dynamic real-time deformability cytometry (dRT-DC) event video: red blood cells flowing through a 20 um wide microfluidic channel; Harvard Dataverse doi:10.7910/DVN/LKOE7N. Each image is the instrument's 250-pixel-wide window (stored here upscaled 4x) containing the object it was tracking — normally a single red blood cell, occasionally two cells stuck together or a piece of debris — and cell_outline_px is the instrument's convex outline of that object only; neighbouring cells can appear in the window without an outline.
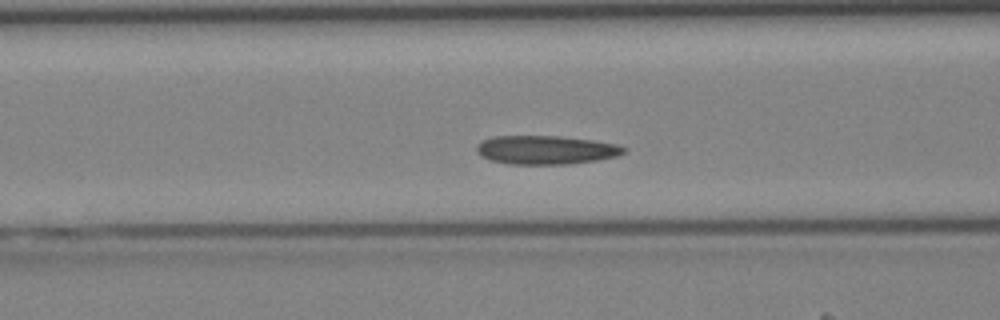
{"species": "Egyptian fruit bat (a non-hibernating species)", "species_latin": "Rousettus aegyptiacus", "temperature_condition": "cold", "stored_images_in_passage": 41, "camera_frame_rate_fps": 3000, "um_per_image_px": 0.085, "animal": {"sex": "female"}, "frame": {"image": 1, "passage_image": 16, "time_ms": 5.0, "image_size_px": [1000, 320], "cell_outline_px": [[628, 148], [624, 152], [616, 156], [596, 160], [568, 164], [508, 164], [488, 160], [480, 156], [476, 152], [476, 144], [492, 136], [556, 136], [592, 140], [616, 144]], "centroid_in_image_um": [46.34, 12.74], "position_along_channel_um": 120.3, "area_um2": 24.68}}
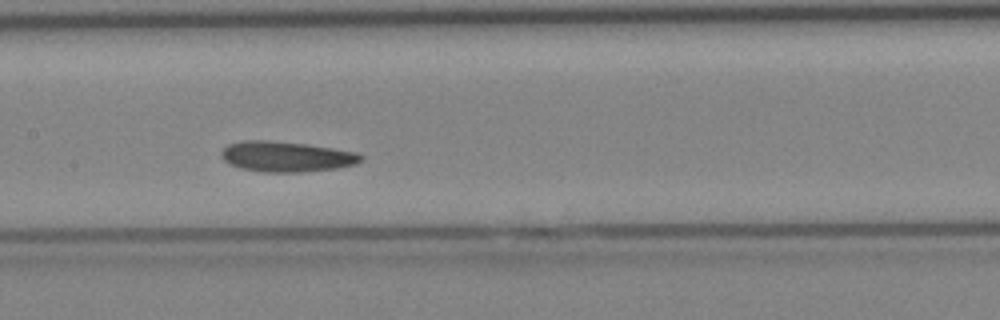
{"frame": {"image": 2, "passage_image": 20, "time_ms": 6.333, "image_size_px": [1000, 320], "cell_outline_px": [[364, 160], [356, 164], [336, 168], [300, 172], [264, 172], [240, 168], [228, 164], [220, 156], [220, 152], [228, 144], [244, 140], [268, 140], [308, 144], [356, 152], [364, 156]], "centroid_in_image_um": [24.33, 13.3], "position_along_channel_um": 183.1, "area_um2": 24.91}}
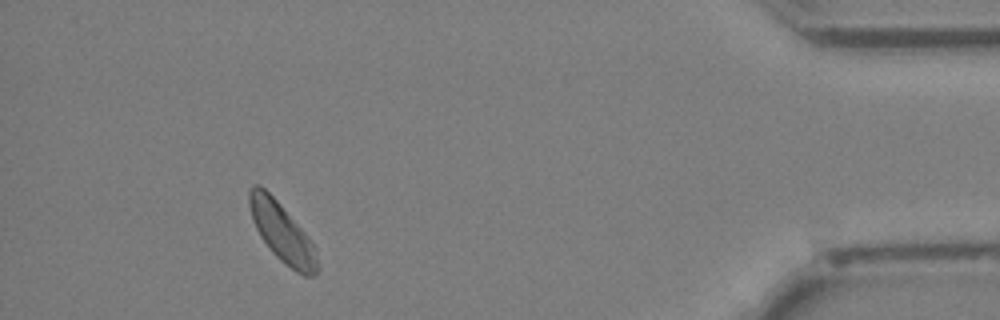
{"frame": {"image": 3, "passage_image": 38, "time_ms": 12.333, "image_size_px": [1000, 320], "cell_outline_px": [[320, 268], [312, 276], [304, 276], [296, 272], [284, 264], [272, 252], [260, 236], [252, 220], [248, 204], [248, 192], [252, 184], [260, 184], [280, 204], [304, 232], [316, 248]], "centroid_in_image_um": [23.97, 19.78], "position_along_channel_um": 411.2, "area_um2": 23.41}}